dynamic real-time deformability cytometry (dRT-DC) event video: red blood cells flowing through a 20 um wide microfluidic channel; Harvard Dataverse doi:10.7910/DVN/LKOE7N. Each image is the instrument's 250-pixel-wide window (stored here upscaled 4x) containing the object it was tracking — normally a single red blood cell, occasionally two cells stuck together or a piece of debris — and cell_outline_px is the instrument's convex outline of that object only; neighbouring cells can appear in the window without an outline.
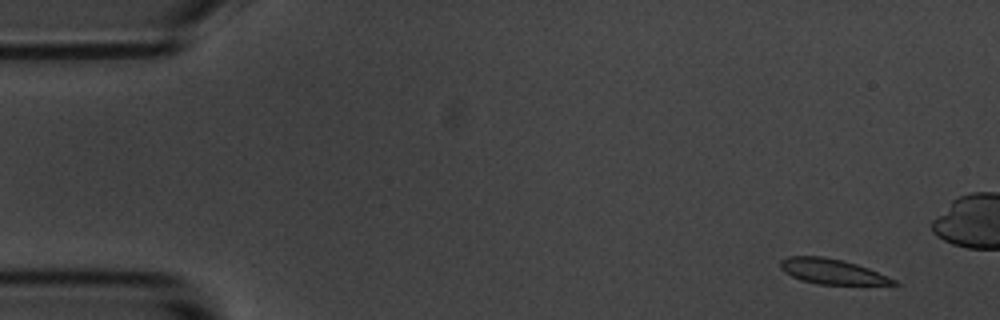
{"species": "common noctule bat (a hibernating species)", "species_latin": "Nyctalus noctula", "temperature_condition": "room temperature", "stored_images_in_passage": 5, "camera_frame_rate_fps": 3000, "um_per_image_px": 0.085, "animal": {"sex": "male", "body_mass_g": 20.1, "forearm_length_mm": 53.5}, "frame": {"image": 1, "passage_image": 1, "time_ms": 0.0, "image_size_px": [1000, 320], "cell_outline_px": [[900, 284], [816, 284], [800, 280], [784, 272], [780, 268], [780, 260], [788, 256], [824, 256], [844, 260], [868, 268], [896, 280]], "centroid_in_image_um": [70.67, 23.06], "position_along_channel_um": 14.3, "area_um2": 16.53}}
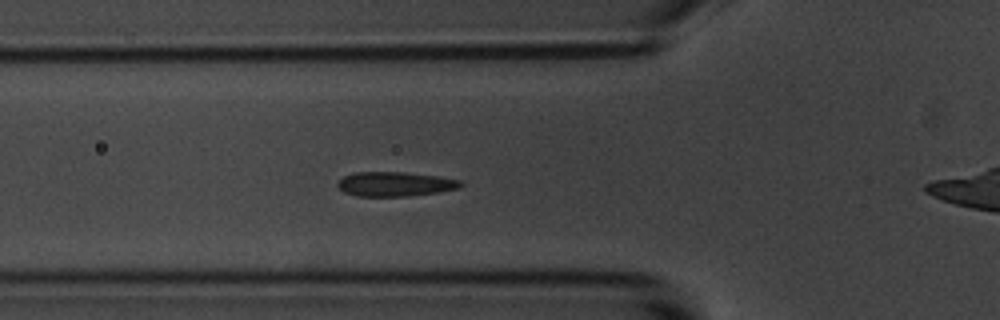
{"frame": {"image": 2, "passage_image": 5, "time_ms": 5.333, "image_size_px": [1000, 320], "cell_outline_px": [[464, 184], [460, 188], [440, 192], [408, 196], [356, 196], [344, 192], [336, 184], [344, 176], [352, 172], [404, 172], [436, 176], [464, 180]], "centroid_in_image_um": [33.62, 15.64], "position_along_channel_um": 92.2, "area_um2": 17.69}}